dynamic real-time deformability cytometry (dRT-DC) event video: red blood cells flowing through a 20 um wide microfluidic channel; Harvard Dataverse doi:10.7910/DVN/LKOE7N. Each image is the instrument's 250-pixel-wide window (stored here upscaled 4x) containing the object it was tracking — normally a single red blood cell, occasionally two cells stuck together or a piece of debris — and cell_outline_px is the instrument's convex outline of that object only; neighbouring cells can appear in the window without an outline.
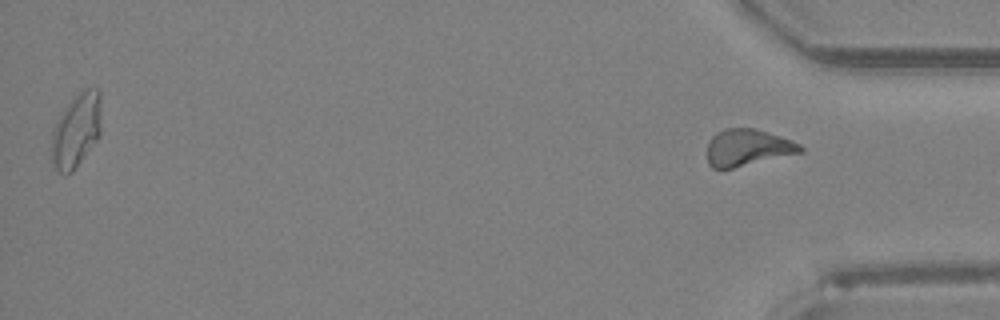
{"species": "Egyptian fruit bat (a non-hibernating species)", "species_latin": "Rousettus aegyptiacus", "temperature_condition": "room temperature", "stored_images_in_passage": 41, "segment_of_instrument_passage": [2, 2], "camera_frame_rate_fps": 3000, "um_per_image_px": 0.085, "animal": {"sex": "female"}, "frame": {"image": 1, "passage_image": 41, "time_ms": 13.333, "image_size_px": [1000, 320], "cell_outline_px": [[804, 152], [720, 172], [712, 168], [708, 164], [708, 140], [716, 132], [724, 128], [752, 128], [792, 140], [800, 144], [804, 148]], "centroid_in_image_um": [63.52, 12.59], "position_along_channel_um": 371.7, "area_um2": 20.52}}